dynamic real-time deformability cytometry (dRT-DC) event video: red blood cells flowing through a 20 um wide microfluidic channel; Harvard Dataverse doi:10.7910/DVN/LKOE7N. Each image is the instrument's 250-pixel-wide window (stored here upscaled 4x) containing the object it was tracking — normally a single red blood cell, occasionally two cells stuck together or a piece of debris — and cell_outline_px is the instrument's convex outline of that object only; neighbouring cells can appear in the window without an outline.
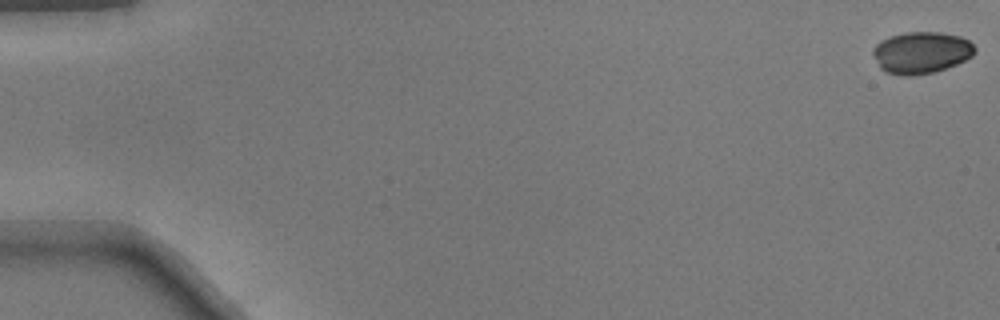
{"species": "common noctule bat (a hibernating species)", "species_latin": "Nyctalus noctula", "temperature_condition": "warm", "stored_images_in_passage": 45, "camera_frame_rate_fps": 3000, "um_per_image_px": 0.085, "animal": {"sex": "male", "body_mass_g": 17.9}, "frame": {"image": 1, "passage_image": 1, "time_ms": 0.0, "image_size_px": [1000, 320], "cell_outline_px": [[976, 52], [972, 56], [956, 64], [936, 72], [912, 76], [904, 76], [884, 72], [880, 68], [872, 52], [872, 48], [880, 40], [892, 36], [908, 32], [940, 32], [960, 36], [968, 40], [976, 48]], "centroid_in_image_um": [78.3, 4.48], "position_along_channel_um": 6.7, "area_um2": 24.91}}
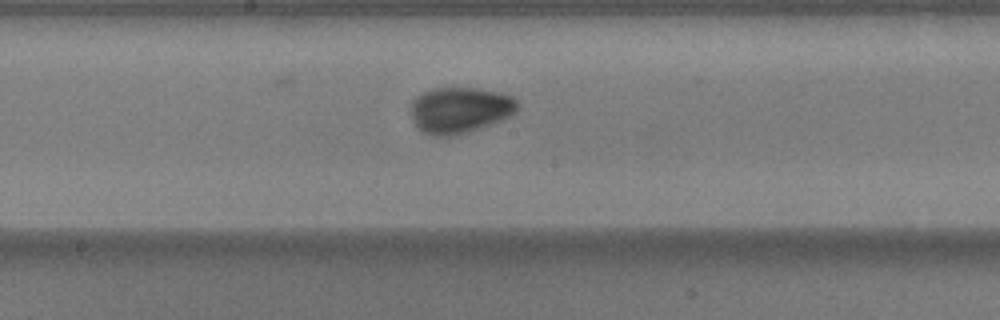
{"frame": {"image": 2, "passage_image": 28, "time_ms": 9.0, "image_size_px": [1000, 320], "cell_outline_px": [[520, 108], [512, 116], [480, 128], [468, 132], [448, 136], [432, 136], [424, 132], [416, 124], [412, 116], [412, 100], [416, 96], [432, 88], [476, 88], [496, 92], [512, 96], [516, 100]], "centroid_in_image_um": [39.12, 9.35], "position_along_channel_um": 209.1, "area_um2": 28.5}}
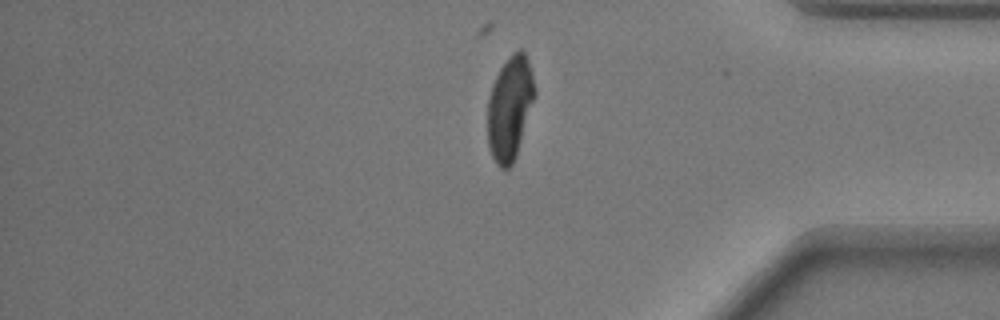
{"frame": {"image": 3, "passage_image": 43, "time_ms": 14.0, "image_size_px": [1000, 320], "cell_outline_px": [[536, 96], [516, 156], [512, 164], [508, 168], [500, 168], [496, 164], [492, 156], [488, 144], [488, 100], [492, 84], [500, 68], [520, 48], [524, 48], [532, 72], [536, 88]], "centroid_in_image_um": [43.36, 9.18], "position_along_channel_um": 391.8, "area_um2": 28.5}}